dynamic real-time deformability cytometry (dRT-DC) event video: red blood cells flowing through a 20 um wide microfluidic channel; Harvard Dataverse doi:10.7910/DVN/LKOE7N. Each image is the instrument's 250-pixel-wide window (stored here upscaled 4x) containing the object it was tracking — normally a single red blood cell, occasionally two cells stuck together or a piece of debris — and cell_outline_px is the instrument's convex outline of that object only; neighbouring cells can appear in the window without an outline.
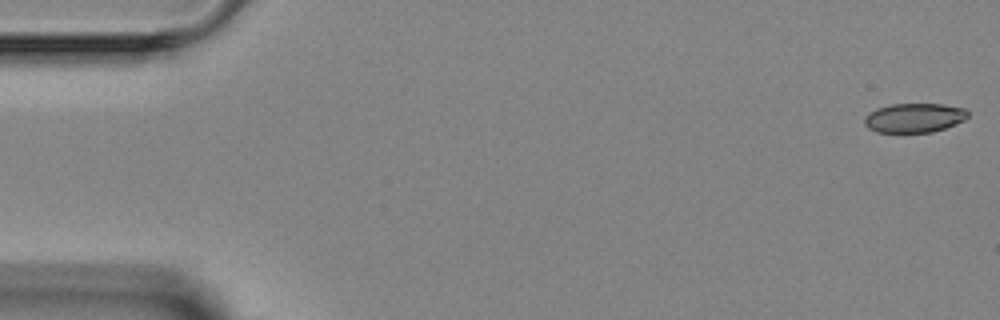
{"species": "Egyptian fruit bat (a non-hibernating species)", "species_latin": "Rousettus aegyptiacus", "temperature_condition": "room temperature", "stored_images_in_passage": 8, "camera_frame_rate_fps": 3000, "um_per_image_px": 0.085, "animal": {"sex": "female"}, "frame": {"image": 1, "passage_image": 1, "time_ms": 0.0, "image_size_px": [1000, 320], "cell_outline_px": [[968, 116], [964, 120], [956, 124], [932, 132], [876, 132], [868, 128], [864, 124], [864, 116], [868, 112], [876, 108], [892, 104], [944, 104], [964, 108], [968, 112]], "centroid_in_image_um": [77.68, 10.01], "position_along_channel_um": 7.3, "area_um2": 17.74}}
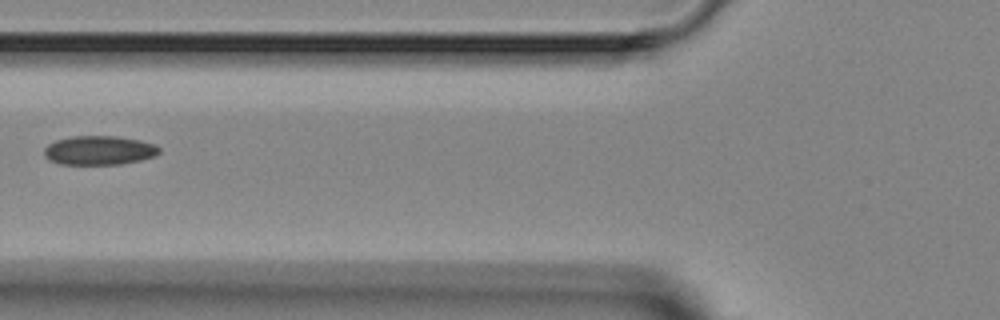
{"frame": {"image": 2, "passage_image": 6, "time_ms": 6.0, "image_size_px": [1000, 320], "cell_outline_px": [[160, 152], [156, 156], [140, 160], [120, 164], [60, 164], [48, 160], [44, 156], [44, 148], [48, 144], [56, 140], [72, 136], [116, 136], [140, 140], [152, 144], [160, 148]], "centroid_in_image_um": [8.4, 12.78], "position_along_channel_um": 117.4, "area_um2": 19.54}}
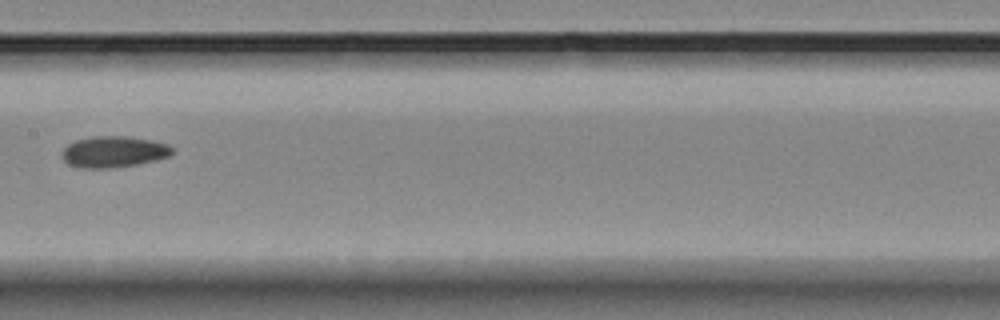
{"frame": {"image": 3, "passage_image": 8, "time_ms": 8.0, "image_size_px": [1000, 320], "cell_outline_px": [[172, 152], [168, 156], [156, 160], [136, 164], [108, 168], [80, 168], [68, 164], [60, 156], [60, 152], [68, 144], [76, 140], [92, 136], [124, 136], [152, 140], [168, 144], [172, 148]], "centroid_in_image_um": [9.61, 12.9], "position_along_channel_um": 197.8, "area_um2": 20.06}}